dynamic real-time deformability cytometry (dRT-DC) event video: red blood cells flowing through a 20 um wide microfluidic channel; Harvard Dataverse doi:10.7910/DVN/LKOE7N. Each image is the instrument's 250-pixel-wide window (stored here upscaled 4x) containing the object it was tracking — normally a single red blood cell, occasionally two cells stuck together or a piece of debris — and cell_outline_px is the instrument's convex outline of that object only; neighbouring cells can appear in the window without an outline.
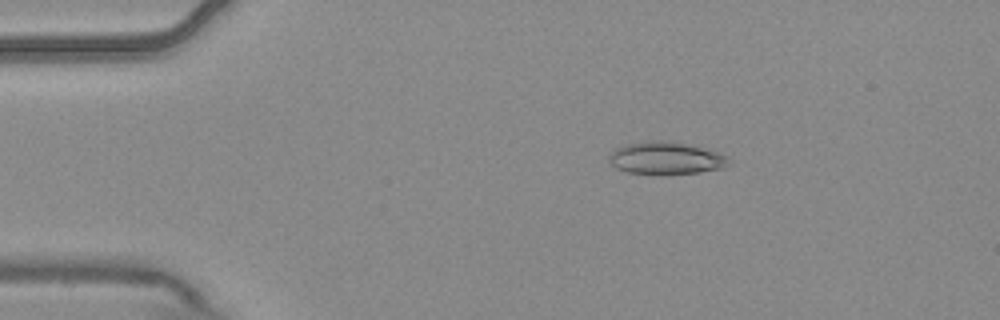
{"species": "common noctule bat (a hibernating species)", "species_latin": "Nyctalus noctula", "temperature_condition": "warm", "stored_images_in_passage": 4, "camera_frame_rate_fps": 3000, "um_per_image_px": 0.085, "animal": {"sex": "male", "body_mass_g": 20.4}, "frame": {"image": 1, "passage_image": 2, "time_ms": 0.333, "image_size_px": [1000, 320], "cell_outline_px": [[732, 164], [720, 168], [700, 172], [664, 176], [656, 176], [628, 172], [616, 168], [608, 160], [608, 152], [616, 148], [628, 144], [652, 140], [660, 140], [684, 144], [704, 148], [728, 156]], "centroid_in_image_um": [56.58, 13.48], "position_along_channel_um": 28.4, "area_um2": 23.06}}
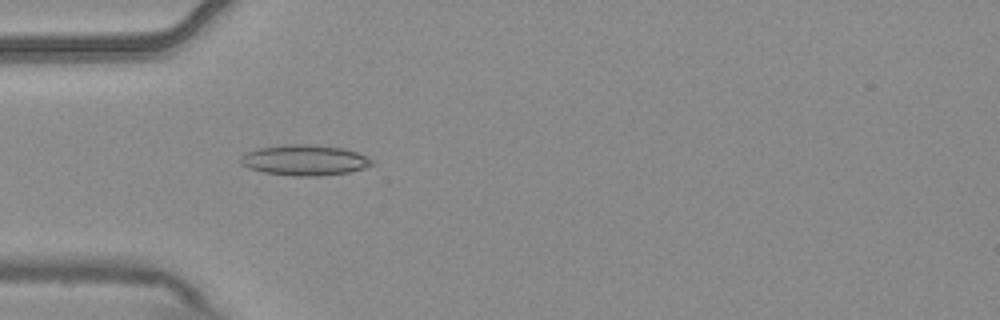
{"frame": {"image": 2, "passage_image": 4, "time_ms": 1.0, "image_size_px": [1000, 320], "cell_outline_px": [[376, 164], [364, 168], [348, 172], [316, 176], [296, 176], [264, 172], [248, 168], [240, 164], [240, 156], [248, 152], [260, 148], [292, 144], [304, 144], [344, 148], [356, 152], [372, 160]], "centroid_in_image_um": [25.89, 13.62], "position_along_channel_um": 59.1, "area_um2": 23.12}}